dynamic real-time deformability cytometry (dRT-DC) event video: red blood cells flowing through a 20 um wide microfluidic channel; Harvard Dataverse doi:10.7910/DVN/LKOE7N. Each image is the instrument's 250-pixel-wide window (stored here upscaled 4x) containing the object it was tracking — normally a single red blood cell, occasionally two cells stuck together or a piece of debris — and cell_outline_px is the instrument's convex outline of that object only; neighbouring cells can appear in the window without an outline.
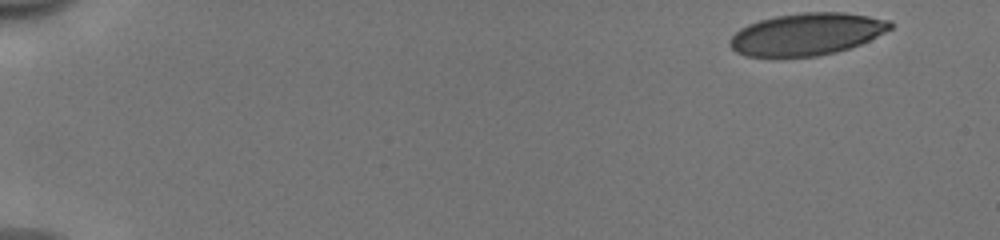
{"species": "human", "species_latin": "Homo sapiens", "temperature_condition": "cold", "stored_images_in_passage": 50, "camera_frame_rate_fps": 3000, "um_per_image_px": 0.085, "donor": {"sex": "male"}, "frame": {"image": 1, "passage_image": 1, "time_ms": 0.0, "image_size_px": [1000, 240], "cell_outline_px": [[892, 28], [860, 44], [836, 52], [816, 56], [744, 56], [736, 52], [728, 44], [728, 40], [740, 28], [748, 24], [760, 20], [776, 16], [804, 12], [844, 12], [892, 20]], "centroid_in_image_um": [68.56, 2.89], "position_along_channel_um": 16.4, "area_um2": 39.19}}
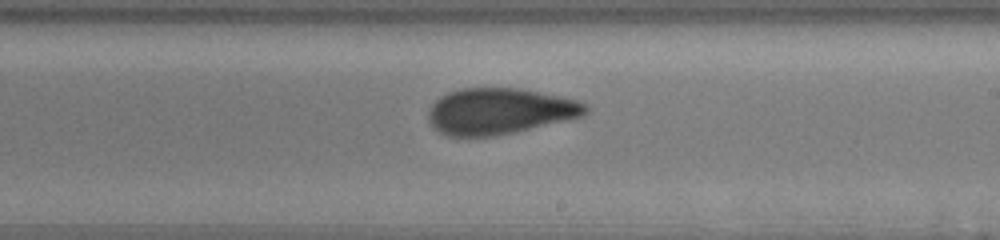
{"frame": {"image": 2, "passage_image": 30, "time_ms": 9.667, "image_size_px": [1000, 240], "cell_outline_px": [[588, 112], [584, 116], [568, 120], [516, 132], [496, 136], [448, 136], [440, 132], [428, 120], [428, 108], [440, 96], [448, 92], [460, 88], [516, 88], [560, 96], [576, 100], [588, 104]], "centroid_in_image_um": [42.48, 9.45], "position_along_channel_um": 246.5, "area_um2": 42.37}}
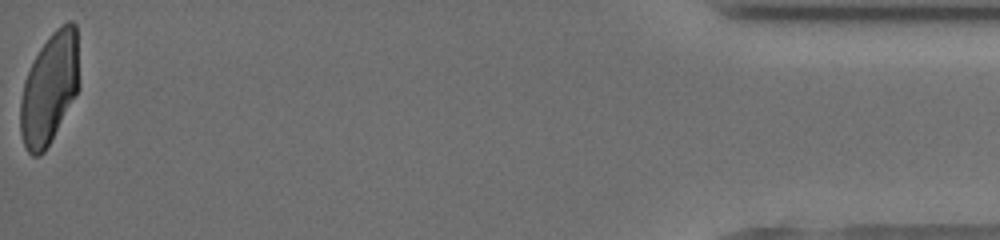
{"frame": {"image": 3, "passage_image": 50, "time_ms": 16.333, "image_size_px": [1000, 240], "cell_outline_px": [[80, 88], [76, 96], [44, 152], [40, 156], [32, 156], [28, 152], [24, 144], [20, 132], [20, 100], [24, 80], [40, 48], [48, 36], [60, 24], [68, 20], [72, 20], [76, 24], [80, 84]], "centroid_in_image_um": [4.23, 7.49], "position_along_channel_um": 431.0, "area_um2": 38.44}, "authors_computed_cell_mechanics": {"area_um2": 41.9917, "velocity_mm_per_s": 3.9695, "shape_relaxation_time_tau1_ms": 8.5772, "shape_relaxation_time_tau2_ms": 1.4537, "deformation_change_tau1": 0.2267, "deformation_change_tau2": 0.0785}}